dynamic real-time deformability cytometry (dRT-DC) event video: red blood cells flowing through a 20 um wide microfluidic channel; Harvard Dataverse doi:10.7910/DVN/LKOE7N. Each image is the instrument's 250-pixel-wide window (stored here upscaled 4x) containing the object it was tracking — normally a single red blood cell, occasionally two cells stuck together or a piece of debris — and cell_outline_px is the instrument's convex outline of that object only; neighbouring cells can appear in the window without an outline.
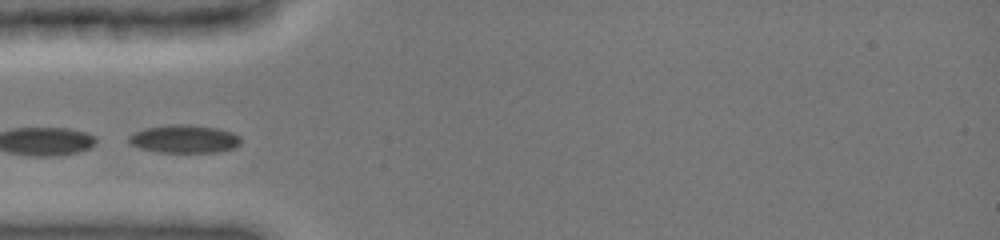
{"species": "common noctule bat (a hibernating species)", "species_latin": "Nyctalus noctula", "temperature_condition": "cold", "stored_images_in_passage": 9, "camera_frame_rate_fps": 3000, "um_per_image_px": 0.085, "animal": {"sex": "female", "body_mass_g": 19.0, "forearm_length_mm": 51.5}, "frame": {"image": 1, "passage_image": 8, "time_ms": 4.0, "image_size_px": [1000, 240], "cell_outline_px": [[240, 144], [232, 148], [216, 152], [156, 152], [140, 148], [132, 144], [128, 140], [128, 136], [144, 128], [168, 124], [188, 124], [220, 128], [232, 132], [240, 136]], "centroid_in_image_um": [15.67, 11.79], "position_along_channel_um": 69.3, "area_um2": 18.38}}